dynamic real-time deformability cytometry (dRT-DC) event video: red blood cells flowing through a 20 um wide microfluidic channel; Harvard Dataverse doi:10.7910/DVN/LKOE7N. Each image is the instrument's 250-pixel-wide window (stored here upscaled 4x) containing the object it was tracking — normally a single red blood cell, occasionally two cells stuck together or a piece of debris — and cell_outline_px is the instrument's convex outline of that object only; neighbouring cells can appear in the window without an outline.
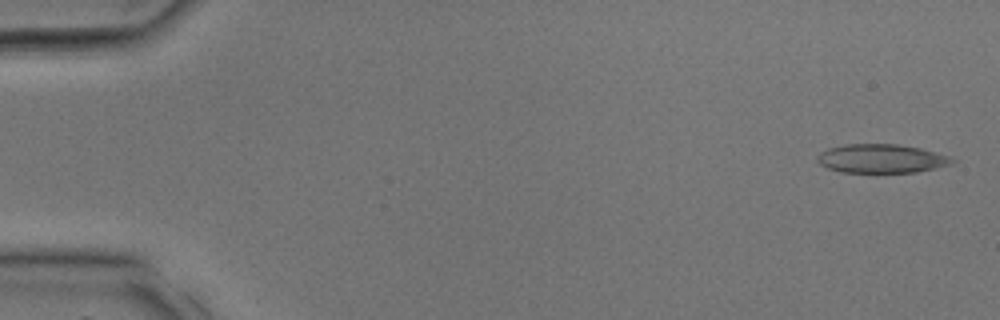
{"species": "common noctule bat (a hibernating species)", "species_latin": "Nyctalus noctula", "temperature_condition": "room temperature", "stored_images_in_passage": 32, "camera_frame_rate_fps": 3000, "um_per_image_px": 0.085, "animal": {"sex": "male", "body_mass_g": 17.9, "forearm_length_mm": 54.2}, "frame": {"image": 1, "passage_image": 1, "time_ms": 0.0, "image_size_px": [1000, 320], "cell_outline_px": [[956, 160], [952, 164], [936, 168], [916, 172], [840, 172], [828, 168], [820, 164], [816, 160], [816, 156], [820, 152], [828, 148], [844, 144], [896, 144], [920, 148], [952, 156]], "centroid_in_image_um": [74.93, 13.47], "position_along_channel_um": 10.1, "area_um2": 22.77}}
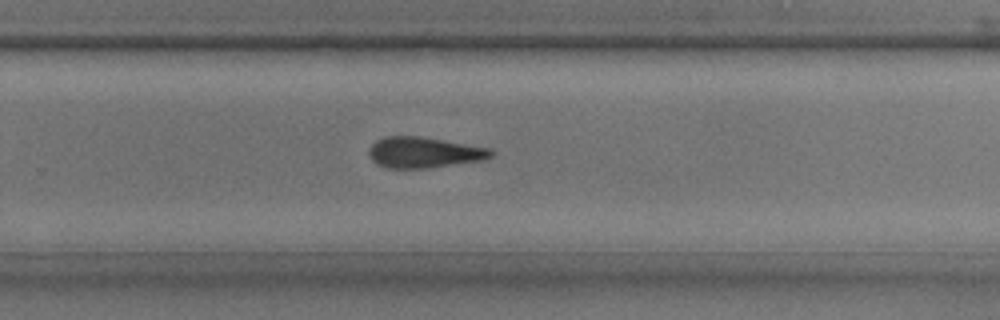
{"frame": {"image": 2, "passage_image": 21, "time_ms": 6.667, "image_size_px": [1000, 320], "cell_outline_px": [[496, 152], [488, 160], [428, 168], [388, 168], [376, 164], [368, 156], [368, 148], [376, 140], [384, 136], [420, 136], [492, 148]], "centroid_in_image_um": [36.07, 12.96], "position_along_channel_um": 293.7, "area_um2": 22.43}}
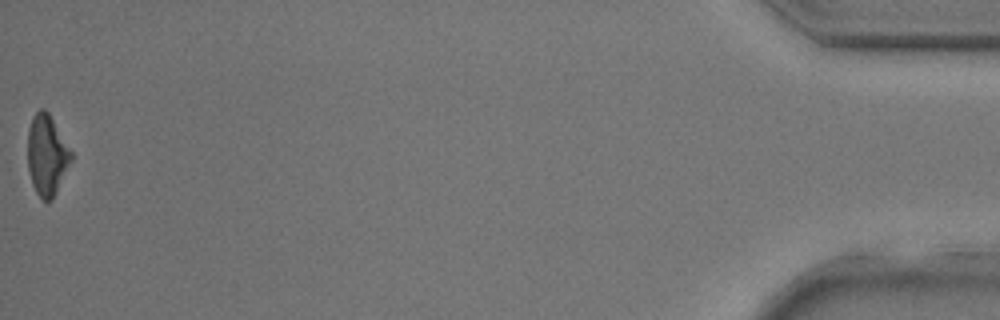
{"frame": {"image": 3, "passage_image": 32, "time_ms": 10.333, "image_size_px": [1000, 320], "cell_outline_px": [[72, 160], [52, 200], [44, 200], [36, 192], [32, 184], [28, 168], [28, 128], [32, 116], [40, 108], [44, 108], [48, 112], [72, 152]], "centroid_in_image_um": [3.97, 13.16], "position_along_channel_um": 431.2, "area_um2": 20.23}}